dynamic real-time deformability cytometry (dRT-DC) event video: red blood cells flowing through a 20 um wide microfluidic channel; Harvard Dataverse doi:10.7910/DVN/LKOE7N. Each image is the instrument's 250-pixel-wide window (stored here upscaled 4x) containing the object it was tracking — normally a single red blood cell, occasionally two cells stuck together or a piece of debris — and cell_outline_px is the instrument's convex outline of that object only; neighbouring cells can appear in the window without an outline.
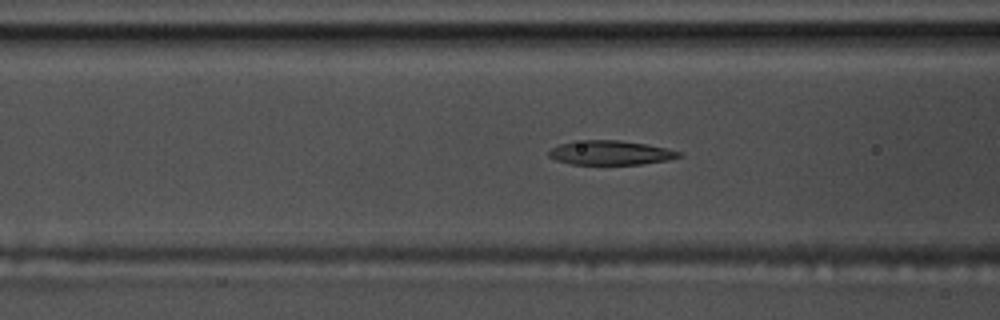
{"species": "common noctule bat (a hibernating species)", "species_latin": "Nyctalus noctula", "temperature_condition": "warm", "stored_images_in_passage": 56, "camera_frame_rate_fps": 3000, "um_per_image_px": 0.085, "animal": {"sex": "male", "body_mass_g": 17.5, "forearm_length_mm": 52.3}, "frame": {"image": 1, "passage_image": 22, "time_ms": 7.0, "image_size_px": [1000, 320], "cell_outline_px": [[684, 156], [668, 160], [640, 164], [572, 164], [556, 160], [548, 156], [548, 152], [552, 148], [560, 144], [572, 140], [620, 140], [648, 144], [684, 152]], "centroid_in_image_um": [51.93, 12.97], "position_along_channel_um": 114.7, "area_um2": 18.61}}
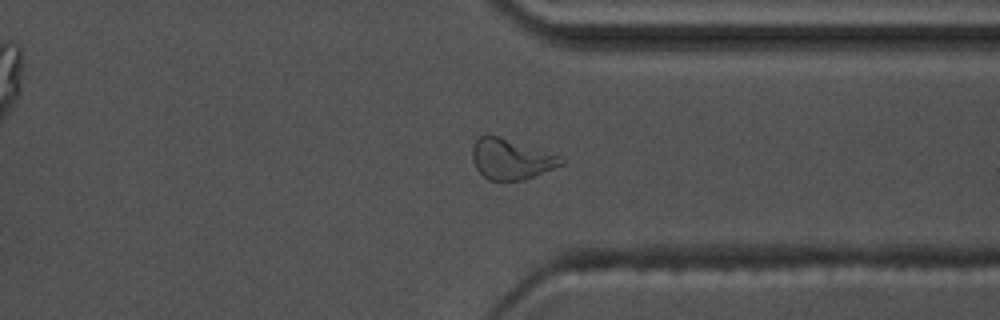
{"frame": {"image": 2, "passage_image": 43, "time_ms": 14.0, "image_size_px": [1000, 320], "cell_outline_px": [[564, 164], [524, 180], [488, 180], [476, 168], [472, 160], [472, 144], [480, 136], [496, 136], [560, 156], [564, 160]], "centroid_in_image_um": [43.41, 13.55], "position_along_channel_um": 368.0, "area_um2": 20.46}}
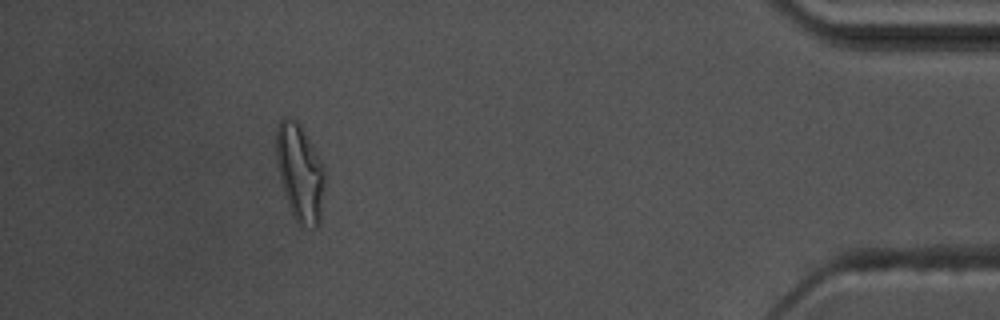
{"frame": {"image": 3, "passage_image": 51, "time_ms": 16.667, "image_size_px": [1000, 320], "cell_outline_px": [[324, 188], [320, 220], [316, 228], [300, 228], [292, 216], [280, 180], [276, 160], [276, 128], [280, 120], [284, 116], [296, 120], [300, 124], [316, 152], [324, 168]], "centroid_in_image_um": [25.48, 14.71], "position_along_channel_um": 409.7, "area_um2": 27.69}, "authors_computed_cell_mechanics": {"area_um2": 19.2185, "velocity_mm_per_s": 3.631, "shape_relaxation_time_tau1_ms": 6.5233, "shape_relaxation_time_tau2_ms": 2.397, "deformation_change_tau1": 0.2291, "deformation_change_tau2": 0.1054}}